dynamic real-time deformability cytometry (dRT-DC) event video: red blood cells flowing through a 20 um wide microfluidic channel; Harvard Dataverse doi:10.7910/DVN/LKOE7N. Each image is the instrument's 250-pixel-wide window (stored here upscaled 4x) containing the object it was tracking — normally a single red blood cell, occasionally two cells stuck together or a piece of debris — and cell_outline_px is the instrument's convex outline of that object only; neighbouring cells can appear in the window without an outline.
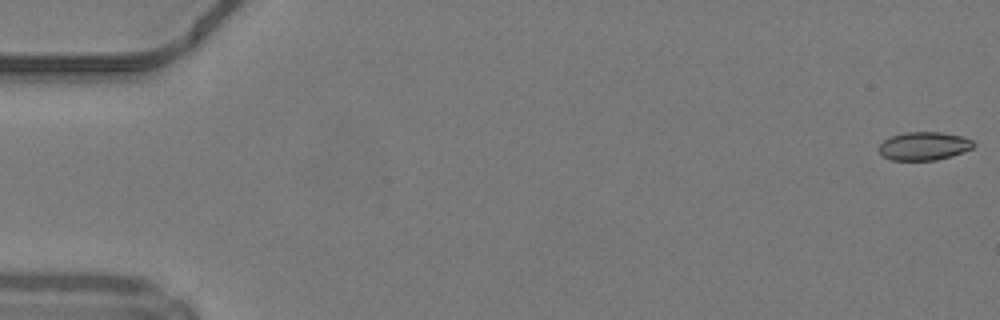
{"species": "common noctule bat (a hibernating species)", "species_latin": "Nyctalus noctula", "temperature_condition": "warm", "stored_images_in_passage": 49, "camera_frame_rate_fps": 3000, "um_per_image_px": 0.085, "animal": {"sex": "male", "body_mass_g": 19.2, "forearm_length_mm": 51.8}, "frame": {"image": 1, "passage_image": 1, "time_ms": 0.0, "image_size_px": [1000, 320], "cell_outline_px": [[976, 144], [972, 148], [952, 156], [936, 160], [892, 160], [884, 156], [880, 152], [880, 144], [884, 140], [892, 136], [908, 132], [940, 132], [960, 136], [972, 140]], "centroid_in_image_um": [78.56, 12.42], "position_along_channel_um": 6.4, "area_um2": 15.37}}
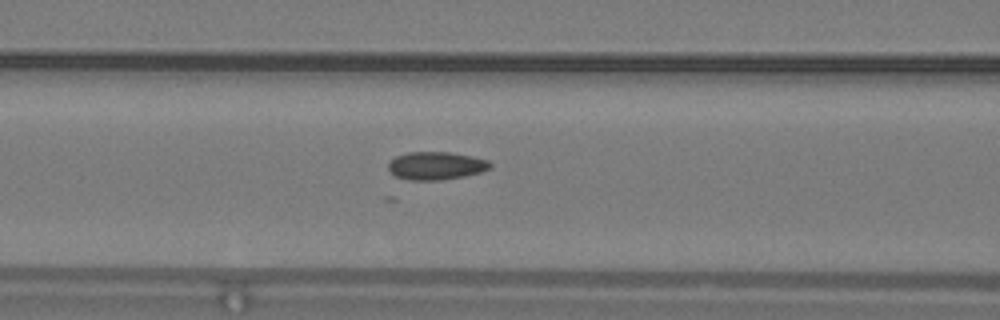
{"frame": {"image": 2, "passage_image": 21, "time_ms": 6.667, "image_size_px": [1000, 320], "cell_outline_px": [[492, 168], [480, 172], [464, 176], [440, 180], [408, 180], [396, 176], [388, 168], [388, 164], [396, 156], [408, 152], [448, 152], [472, 156], [488, 160], [492, 164]], "centroid_in_image_um": [37.09, 14.08], "position_along_channel_um": 129.5, "area_um2": 16.53}}
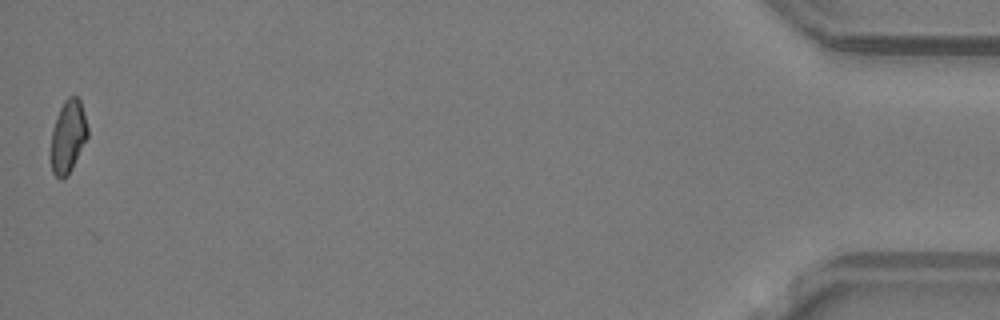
{"frame": {"image": 3, "passage_image": 49, "time_ms": 16.0, "image_size_px": [1000, 320], "cell_outline_px": [[88, 136], [68, 176], [64, 180], [60, 180], [52, 172], [52, 128], [56, 116], [64, 100], [68, 96], [76, 96], [80, 100], [88, 128]], "centroid_in_image_um": [5.79, 11.61], "position_along_channel_um": 429.4, "area_um2": 15.49}, "authors_computed_cell_mechanics": {"area_um2": 16.1262, "velocity_mm_per_s": 4.2522, "shape_relaxation_time_tau1_ms": null, "shape_relaxation_time_tau2_ms": 1.7872, "deformation_change_tau1": null, "deformation_change_tau2": 0.0729}}